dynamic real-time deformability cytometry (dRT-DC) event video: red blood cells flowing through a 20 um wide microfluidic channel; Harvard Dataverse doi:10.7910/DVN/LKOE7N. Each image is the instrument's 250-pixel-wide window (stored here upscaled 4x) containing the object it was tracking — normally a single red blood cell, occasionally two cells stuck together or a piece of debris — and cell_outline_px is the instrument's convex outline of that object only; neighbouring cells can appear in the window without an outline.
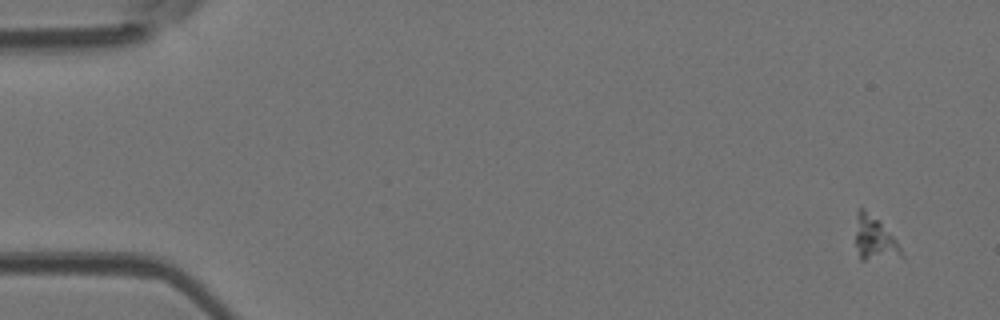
{"species": "Egyptian fruit bat (a non-hibernating species)", "species_latin": "Rousettus aegyptiacus", "temperature_condition": "room temperature", "stored_images_in_passage": 5, "camera_frame_rate_fps": 3000, "um_per_image_px": 0.085, "animal": {"sex": "female"}, "frame": {"image": 1, "passage_image": 1, "time_ms": 0.0, "image_size_px": [1000, 320], "cell_outline_px": [[904, 256], [864, 260], [860, 260], [856, 244], [856, 212], [860, 208], [864, 208], [880, 220], [896, 240]], "centroid_in_image_um": [74.32, 20.23], "position_along_channel_um": 10.7, "area_um2": 11.62}}
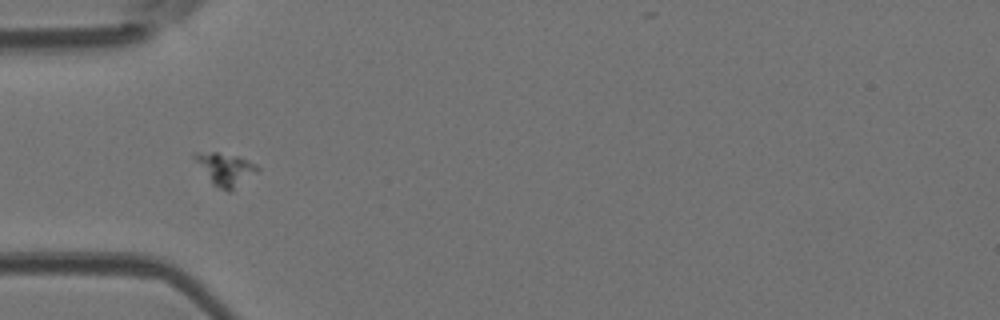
{"frame": {"image": 2, "passage_image": 5, "time_ms": 1.333, "image_size_px": [1000, 320], "cell_outline_px": [[260, 168], [256, 172], [232, 192], [228, 192], [212, 184], [192, 156], [192, 152], [216, 152], [236, 156], [248, 160], [256, 164]], "centroid_in_image_um": [19.14, 14.39], "position_along_channel_um": 65.9, "area_um2": 11.85}}